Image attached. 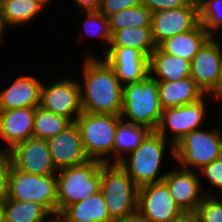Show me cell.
Returning <instances> with one entry per match:
<instances>
[{
	"label": "cell",
	"instance_id": "obj_4",
	"mask_svg": "<svg viewBox=\"0 0 222 222\" xmlns=\"http://www.w3.org/2000/svg\"><path fill=\"white\" fill-rule=\"evenodd\" d=\"M121 121L120 115L85 111L76 119L84 151L90 160L113 163L115 133Z\"/></svg>",
	"mask_w": 222,
	"mask_h": 222
},
{
	"label": "cell",
	"instance_id": "obj_30",
	"mask_svg": "<svg viewBox=\"0 0 222 222\" xmlns=\"http://www.w3.org/2000/svg\"><path fill=\"white\" fill-rule=\"evenodd\" d=\"M83 14L85 13V20L83 22V29L84 34L82 33V37L84 38L88 36L97 38L98 40L102 43H106L107 46H104L102 49L103 54L107 52L109 49L111 39H112V34L110 32L109 28V20L108 17L105 15L101 14L98 10L97 11H83ZM86 33V34H85ZM104 50V51H103Z\"/></svg>",
	"mask_w": 222,
	"mask_h": 222
},
{
	"label": "cell",
	"instance_id": "obj_22",
	"mask_svg": "<svg viewBox=\"0 0 222 222\" xmlns=\"http://www.w3.org/2000/svg\"><path fill=\"white\" fill-rule=\"evenodd\" d=\"M210 38L207 30L199 22L193 29L167 38L158 46L168 54L191 62Z\"/></svg>",
	"mask_w": 222,
	"mask_h": 222
},
{
	"label": "cell",
	"instance_id": "obj_19",
	"mask_svg": "<svg viewBox=\"0 0 222 222\" xmlns=\"http://www.w3.org/2000/svg\"><path fill=\"white\" fill-rule=\"evenodd\" d=\"M42 79L21 74L0 91V111L40 106Z\"/></svg>",
	"mask_w": 222,
	"mask_h": 222
},
{
	"label": "cell",
	"instance_id": "obj_37",
	"mask_svg": "<svg viewBox=\"0 0 222 222\" xmlns=\"http://www.w3.org/2000/svg\"><path fill=\"white\" fill-rule=\"evenodd\" d=\"M80 7V12L82 11H97L100 9L102 0H74V3Z\"/></svg>",
	"mask_w": 222,
	"mask_h": 222
},
{
	"label": "cell",
	"instance_id": "obj_31",
	"mask_svg": "<svg viewBox=\"0 0 222 222\" xmlns=\"http://www.w3.org/2000/svg\"><path fill=\"white\" fill-rule=\"evenodd\" d=\"M198 4L200 23L211 37H219L222 30V0H198Z\"/></svg>",
	"mask_w": 222,
	"mask_h": 222
},
{
	"label": "cell",
	"instance_id": "obj_17",
	"mask_svg": "<svg viewBox=\"0 0 222 222\" xmlns=\"http://www.w3.org/2000/svg\"><path fill=\"white\" fill-rule=\"evenodd\" d=\"M122 85L144 80L149 75V57L131 47H109L103 58Z\"/></svg>",
	"mask_w": 222,
	"mask_h": 222
},
{
	"label": "cell",
	"instance_id": "obj_28",
	"mask_svg": "<svg viewBox=\"0 0 222 222\" xmlns=\"http://www.w3.org/2000/svg\"><path fill=\"white\" fill-rule=\"evenodd\" d=\"M151 15L152 12L142 4L113 13L108 16L110 32L113 35L127 27L151 26Z\"/></svg>",
	"mask_w": 222,
	"mask_h": 222
},
{
	"label": "cell",
	"instance_id": "obj_12",
	"mask_svg": "<svg viewBox=\"0 0 222 222\" xmlns=\"http://www.w3.org/2000/svg\"><path fill=\"white\" fill-rule=\"evenodd\" d=\"M137 211L146 222H169L183 210L162 181L139 187Z\"/></svg>",
	"mask_w": 222,
	"mask_h": 222
},
{
	"label": "cell",
	"instance_id": "obj_13",
	"mask_svg": "<svg viewBox=\"0 0 222 222\" xmlns=\"http://www.w3.org/2000/svg\"><path fill=\"white\" fill-rule=\"evenodd\" d=\"M211 37L191 60L190 76L205 94L220 98L221 44Z\"/></svg>",
	"mask_w": 222,
	"mask_h": 222
},
{
	"label": "cell",
	"instance_id": "obj_40",
	"mask_svg": "<svg viewBox=\"0 0 222 222\" xmlns=\"http://www.w3.org/2000/svg\"><path fill=\"white\" fill-rule=\"evenodd\" d=\"M5 32H8V30L6 29L3 20L1 18V13H0V43H2V41H4V36H5Z\"/></svg>",
	"mask_w": 222,
	"mask_h": 222
},
{
	"label": "cell",
	"instance_id": "obj_6",
	"mask_svg": "<svg viewBox=\"0 0 222 222\" xmlns=\"http://www.w3.org/2000/svg\"><path fill=\"white\" fill-rule=\"evenodd\" d=\"M100 191L111 219L138 210L139 187L119 163H103L100 170Z\"/></svg>",
	"mask_w": 222,
	"mask_h": 222
},
{
	"label": "cell",
	"instance_id": "obj_15",
	"mask_svg": "<svg viewBox=\"0 0 222 222\" xmlns=\"http://www.w3.org/2000/svg\"><path fill=\"white\" fill-rule=\"evenodd\" d=\"M171 168L163 179L170 195L183 211L196 212L205 196L199 174L197 171L183 169L178 165Z\"/></svg>",
	"mask_w": 222,
	"mask_h": 222
},
{
	"label": "cell",
	"instance_id": "obj_5",
	"mask_svg": "<svg viewBox=\"0 0 222 222\" xmlns=\"http://www.w3.org/2000/svg\"><path fill=\"white\" fill-rule=\"evenodd\" d=\"M103 162H87L58 170L57 178V214L67 206L87 199L100 191V170Z\"/></svg>",
	"mask_w": 222,
	"mask_h": 222
},
{
	"label": "cell",
	"instance_id": "obj_10",
	"mask_svg": "<svg viewBox=\"0 0 222 222\" xmlns=\"http://www.w3.org/2000/svg\"><path fill=\"white\" fill-rule=\"evenodd\" d=\"M71 75L55 82L42 83L40 107L56 115L75 122L81 115V95L79 81Z\"/></svg>",
	"mask_w": 222,
	"mask_h": 222
},
{
	"label": "cell",
	"instance_id": "obj_27",
	"mask_svg": "<svg viewBox=\"0 0 222 222\" xmlns=\"http://www.w3.org/2000/svg\"><path fill=\"white\" fill-rule=\"evenodd\" d=\"M109 47H131L149 57L156 48L151 34V26L127 27L112 35Z\"/></svg>",
	"mask_w": 222,
	"mask_h": 222
},
{
	"label": "cell",
	"instance_id": "obj_44",
	"mask_svg": "<svg viewBox=\"0 0 222 222\" xmlns=\"http://www.w3.org/2000/svg\"><path fill=\"white\" fill-rule=\"evenodd\" d=\"M41 3H43L45 6H47L48 4H50L51 5V2L53 1V0H39ZM50 2V3H49Z\"/></svg>",
	"mask_w": 222,
	"mask_h": 222
},
{
	"label": "cell",
	"instance_id": "obj_29",
	"mask_svg": "<svg viewBox=\"0 0 222 222\" xmlns=\"http://www.w3.org/2000/svg\"><path fill=\"white\" fill-rule=\"evenodd\" d=\"M72 122L38 106L35 108L33 137L48 139L62 132Z\"/></svg>",
	"mask_w": 222,
	"mask_h": 222
},
{
	"label": "cell",
	"instance_id": "obj_3",
	"mask_svg": "<svg viewBox=\"0 0 222 222\" xmlns=\"http://www.w3.org/2000/svg\"><path fill=\"white\" fill-rule=\"evenodd\" d=\"M162 110L157 80L148 75L142 81L123 85L120 116L124 122L156 131Z\"/></svg>",
	"mask_w": 222,
	"mask_h": 222
},
{
	"label": "cell",
	"instance_id": "obj_8",
	"mask_svg": "<svg viewBox=\"0 0 222 222\" xmlns=\"http://www.w3.org/2000/svg\"><path fill=\"white\" fill-rule=\"evenodd\" d=\"M7 197L16 201L39 203L52 215H57L56 175L30 174L11 166Z\"/></svg>",
	"mask_w": 222,
	"mask_h": 222
},
{
	"label": "cell",
	"instance_id": "obj_43",
	"mask_svg": "<svg viewBox=\"0 0 222 222\" xmlns=\"http://www.w3.org/2000/svg\"><path fill=\"white\" fill-rule=\"evenodd\" d=\"M2 202H3V200H0V222H4L3 210H2Z\"/></svg>",
	"mask_w": 222,
	"mask_h": 222
},
{
	"label": "cell",
	"instance_id": "obj_25",
	"mask_svg": "<svg viewBox=\"0 0 222 222\" xmlns=\"http://www.w3.org/2000/svg\"><path fill=\"white\" fill-rule=\"evenodd\" d=\"M152 132L147 127L138 126L123 120L118 124L115 133V141L113 148V163H119L139 145Z\"/></svg>",
	"mask_w": 222,
	"mask_h": 222
},
{
	"label": "cell",
	"instance_id": "obj_16",
	"mask_svg": "<svg viewBox=\"0 0 222 222\" xmlns=\"http://www.w3.org/2000/svg\"><path fill=\"white\" fill-rule=\"evenodd\" d=\"M46 141L57 170L81 165L90 160L84 151L76 122H72L62 132Z\"/></svg>",
	"mask_w": 222,
	"mask_h": 222
},
{
	"label": "cell",
	"instance_id": "obj_42",
	"mask_svg": "<svg viewBox=\"0 0 222 222\" xmlns=\"http://www.w3.org/2000/svg\"><path fill=\"white\" fill-rule=\"evenodd\" d=\"M45 222H64V220L57 214L52 215L47 221Z\"/></svg>",
	"mask_w": 222,
	"mask_h": 222
},
{
	"label": "cell",
	"instance_id": "obj_32",
	"mask_svg": "<svg viewBox=\"0 0 222 222\" xmlns=\"http://www.w3.org/2000/svg\"><path fill=\"white\" fill-rule=\"evenodd\" d=\"M198 222H222V197L205 195L196 210Z\"/></svg>",
	"mask_w": 222,
	"mask_h": 222
},
{
	"label": "cell",
	"instance_id": "obj_23",
	"mask_svg": "<svg viewBox=\"0 0 222 222\" xmlns=\"http://www.w3.org/2000/svg\"><path fill=\"white\" fill-rule=\"evenodd\" d=\"M59 216L64 222H111L112 220L101 191L67 206Z\"/></svg>",
	"mask_w": 222,
	"mask_h": 222
},
{
	"label": "cell",
	"instance_id": "obj_2",
	"mask_svg": "<svg viewBox=\"0 0 222 222\" xmlns=\"http://www.w3.org/2000/svg\"><path fill=\"white\" fill-rule=\"evenodd\" d=\"M166 153L174 160V146L156 131H152L139 147L123 158L119 164L134 183L141 187L163 181L167 172L161 173V168Z\"/></svg>",
	"mask_w": 222,
	"mask_h": 222
},
{
	"label": "cell",
	"instance_id": "obj_33",
	"mask_svg": "<svg viewBox=\"0 0 222 222\" xmlns=\"http://www.w3.org/2000/svg\"><path fill=\"white\" fill-rule=\"evenodd\" d=\"M197 172L199 174L201 186L205 195L215 196V192L217 193L216 196H218V194L222 195V157L213 160L211 163L203 166ZM202 179L208 181V183H210V185L216 189V191L213 189V194L210 190L205 191V188L202 185Z\"/></svg>",
	"mask_w": 222,
	"mask_h": 222
},
{
	"label": "cell",
	"instance_id": "obj_26",
	"mask_svg": "<svg viewBox=\"0 0 222 222\" xmlns=\"http://www.w3.org/2000/svg\"><path fill=\"white\" fill-rule=\"evenodd\" d=\"M4 222H45L52 214L41 204L16 201L6 197L2 202Z\"/></svg>",
	"mask_w": 222,
	"mask_h": 222
},
{
	"label": "cell",
	"instance_id": "obj_39",
	"mask_svg": "<svg viewBox=\"0 0 222 222\" xmlns=\"http://www.w3.org/2000/svg\"><path fill=\"white\" fill-rule=\"evenodd\" d=\"M111 222H146V221L140 216L139 212L136 211L126 216L114 218L111 220Z\"/></svg>",
	"mask_w": 222,
	"mask_h": 222
},
{
	"label": "cell",
	"instance_id": "obj_1",
	"mask_svg": "<svg viewBox=\"0 0 222 222\" xmlns=\"http://www.w3.org/2000/svg\"><path fill=\"white\" fill-rule=\"evenodd\" d=\"M83 60L82 81H79L82 111L120 115L123 85L114 69L103 59L86 55Z\"/></svg>",
	"mask_w": 222,
	"mask_h": 222
},
{
	"label": "cell",
	"instance_id": "obj_20",
	"mask_svg": "<svg viewBox=\"0 0 222 222\" xmlns=\"http://www.w3.org/2000/svg\"><path fill=\"white\" fill-rule=\"evenodd\" d=\"M149 76L157 81H177L189 77L191 62L164 52L159 46L149 56Z\"/></svg>",
	"mask_w": 222,
	"mask_h": 222
},
{
	"label": "cell",
	"instance_id": "obj_21",
	"mask_svg": "<svg viewBox=\"0 0 222 222\" xmlns=\"http://www.w3.org/2000/svg\"><path fill=\"white\" fill-rule=\"evenodd\" d=\"M162 109L182 106L199 101L206 94L189 76L177 81H158Z\"/></svg>",
	"mask_w": 222,
	"mask_h": 222
},
{
	"label": "cell",
	"instance_id": "obj_18",
	"mask_svg": "<svg viewBox=\"0 0 222 222\" xmlns=\"http://www.w3.org/2000/svg\"><path fill=\"white\" fill-rule=\"evenodd\" d=\"M35 108L0 111V150L10 151L17 144L33 137Z\"/></svg>",
	"mask_w": 222,
	"mask_h": 222
},
{
	"label": "cell",
	"instance_id": "obj_9",
	"mask_svg": "<svg viewBox=\"0 0 222 222\" xmlns=\"http://www.w3.org/2000/svg\"><path fill=\"white\" fill-rule=\"evenodd\" d=\"M218 102V98L212 94H206L199 101L182 106L166 108L162 110L160 122L156 132L168 140L173 146L186 134L202 128L208 114L206 99ZM211 99V100H210ZM170 133L169 135L167 133Z\"/></svg>",
	"mask_w": 222,
	"mask_h": 222
},
{
	"label": "cell",
	"instance_id": "obj_34",
	"mask_svg": "<svg viewBox=\"0 0 222 222\" xmlns=\"http://www.w3.org/2000/svg\"><path fill=\"white\" fill-rule=\"evenodd\" d=\"M141 4L142 0H102V4L98 11L108 17L113 13Z\"/></svg>",
	"mask_w": 222,
	"mask_h": 222
},
{
	"label": "cell",
	"instance_id": "obj_11",
	"mask_svg": "<svg viewBox=\"0 0 222 222\" xmlns=\"http://www.w3.org/2000/svg\"><path fill=\"white\" fill-rule=\"evenodd\" d=\"M199 22L198 0L184 7L156 11L151 15L153 42L158 46L167 38L193 29Z\"/></svg>",
	"mask_w": 222,
	"mask_h": 222
},
{
	"label": "cell",
	"instance_id": "obj_35",
	"mask_svg": "<svg viewBox=\"0 0 222 222\" xmlns=\"http://www.w3.org/2000/svg\"><path fill=\"white\" fill-rule=\"evenodd\" d=\"M12 166L9 151L0 150V200L8 194V175Z\"/></svg>",
	"mask_w": 222,
	"mask_h": 222
},
{
	"label": "cell",
	"instance_id": "obj_36",
	"mask_svg": "<svg viewBox=\"0 0 222 222\" xmlns=\"http://www.w3.org/2000/svg\"><path fill=\"white\" fill-rule=\"evenodd\" d=\"M192 0H142V5L152 13L159 10L176 9L187 6Z\"/></svg>",
	"mask_w": 222,
	"mask_h": 222
},
{
	"label": "cell",
	"instance_id": "obj_41",
	"mask_svg": "<svg viewBox=\"0 0 222 222\" xmlns=\"http://www.w3.org/2000/svg\"><path fill=\"white\" fill-rule=\"evenodd\" d=\"M222 101V45H221V58H220V98L218 102Z\"/></svg>",
	"mask_w": 222,
	"mask_h": 222
},
{
	"label": "cell",
	"instance_id": "obj_38",
	"mask_svg": "<svg viewBox=\"0 0 222 222\" xmlns=\"http://www.w3.org/2000/svg\"><path fill=\"white\" fill-rule=\"evenodd\" d=\"M169 222H198V219L196 212L182 211L178 216L172 218Z\"/></svg>",
	"mask_w": 222,
	"mask_h": 222
},
{
	"label": "cell",
	"instance_id": "obj_24",
	"mask_svg": "<svg viewBox=\"0 0 222 222\" xmlns=\"http://www.w3.org/2000/svg\"><path fill=\"white\" fill-rule=\"evenodd\" d=\"M39 0H0V13L6 29L27 25L45 10Z\"/></svg>",
	"mask_w": 222,
	"mask_h": 222
},
{
	"label": "cell",
	"instance_id": "obj_14",
	"mask_svg": "<svg viewBox=\"0 0 222 222\" xmlns=\"http://www.w3.org/2000/svg\"><path fill=\"white\" fill-rule=\"evenodd\" d=\"M12 166L26 173L56 175L46 139L30 137L9 151Z\"/></svg>",
	"mask_w": 222,
	"mask_h": 222
},
{
	"label": "cell",
	"instance_id": "obj_7",
	"mask_svg": "<svg viewBox=\"0 0 222 222\" xmlns=\"http://www.w3.org/2000/svg\"><path fill=\"white\" fill-rule=\"evenodd\" d=\"M203 128L186 134L174 145V159L179 167L198 171L222 157V130L218 126Z\"/></svg>",
	"mask_w": 222,
	"mask_h": 222
}]
</instances>
